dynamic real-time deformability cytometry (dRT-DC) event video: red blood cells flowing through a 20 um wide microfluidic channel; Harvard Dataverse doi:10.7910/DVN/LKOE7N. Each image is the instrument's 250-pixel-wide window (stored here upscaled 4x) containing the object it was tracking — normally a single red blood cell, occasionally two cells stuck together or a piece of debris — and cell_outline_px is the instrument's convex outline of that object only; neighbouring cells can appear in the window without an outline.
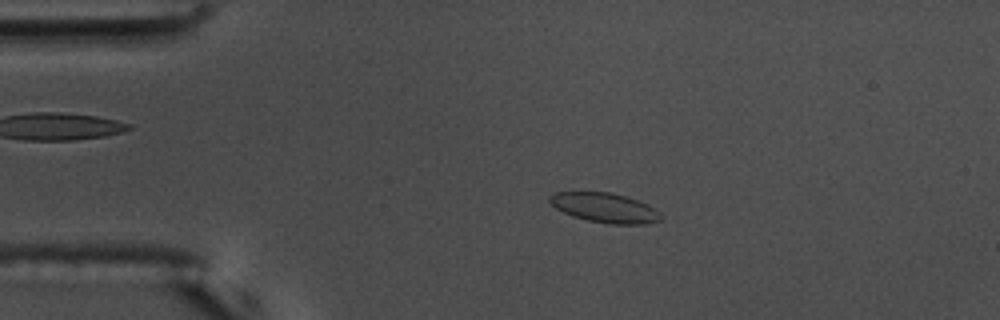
{"species": "common noctule bat (a hibernating species)", "species_latin": "Nyctalus noctula", "temperature_condition": "warm", "stored_images_in_passage": 12, "camera_frame_rate_fps": 3000, "um_per_image_px": 0.085, "animal": {"sex": "male", "body_mass_g": 17.5, "forearm_length_mm": 52.3}, "frame": {"image": 1, "passage_image": 12, "time_ms": 3.667, "image_size_px": [1000, 320], "cell_outline_px": [[648, 220], [592, 220], [568, 212], [560, 208], [556, 204], [568, 192], [596, 192], [628, 200], [640, 204]], "centroid_in_image_um": [51.1, 17.58], "position_along_channel_um": 33.9, "area_um2": 13.47}}